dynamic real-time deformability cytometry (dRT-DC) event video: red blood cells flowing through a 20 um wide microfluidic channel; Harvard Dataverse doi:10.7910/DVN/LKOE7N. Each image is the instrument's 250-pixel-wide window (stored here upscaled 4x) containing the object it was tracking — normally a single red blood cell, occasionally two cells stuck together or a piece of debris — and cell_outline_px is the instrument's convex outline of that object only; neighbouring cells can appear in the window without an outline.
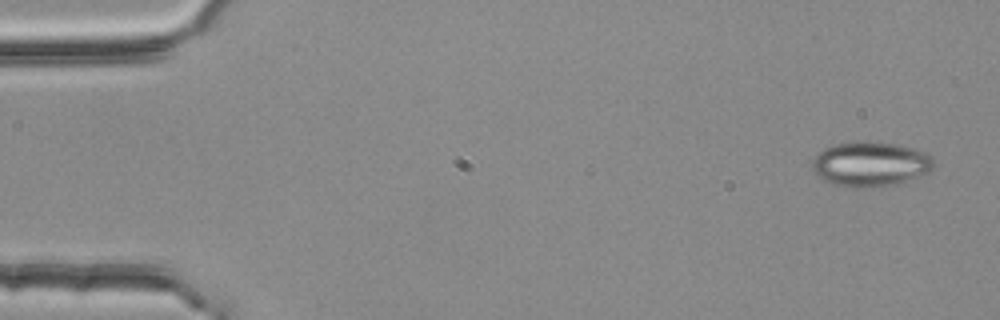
{"species": "common noctule bat (a hibernating species)", "species_latin": "Nyctalus noctula", "temperature_condition": "room temperature", "stored_images_in_passage": 52, "camera_frame_rate_fps": 3000, "um_per_image_px": 0.085, "animal": {"sex": "female", "body_mass_g": 25.1}, "frame": {"image": 1, "passage_image": 1, "time_ms": 0.0, "image_size_px": [1000, 320], "cell_outline_px": [[936, 164], [928, 172], [896, 184], [872, 188], [852, 188], [832, 184], [824, 180], [812, 168], [812, 160], [824, 148], [832, 144], [852, 140], [868, 140], [900, 144], [916, 148], [932, 156]], "centroid_in_image_um": [73.99, 13.92], "position_along_channel_um": 11.0, "area_um2": 32.37}}
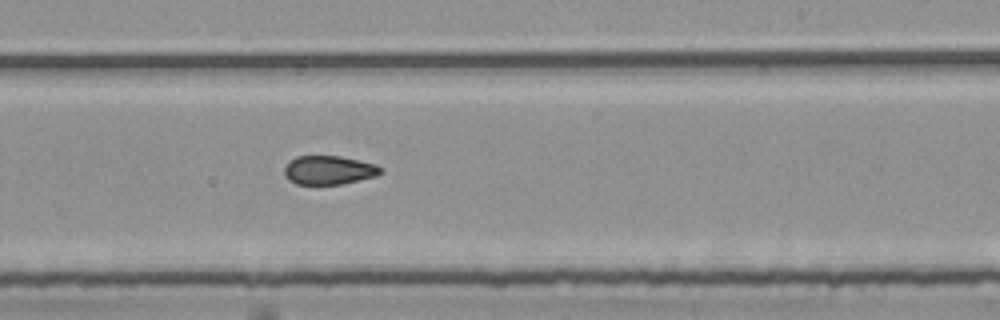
{"frame": {"image": 2, "passage_image": 31, "time_ms": 10.0, "image_size_px": [1000, 320], "cell_outline_px": [[384, 172], [376, 176], [340, 184], [296, 184], [288, 180], [284, 176], [284, 168], [288, 160], [296, 156], [340, 156], [376, 164], [384, 168]], "centroid_in_image_um": [27.94, 14.45], "position_along_channel_um": 261.1, "area_um2": 16.36}}
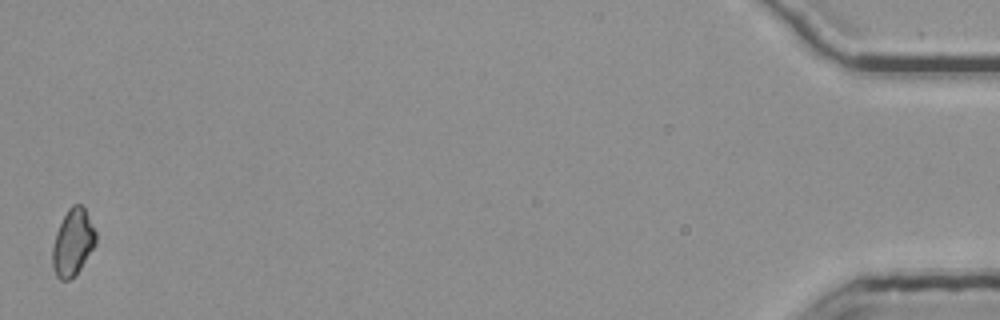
{"frame": {"image": 3, "passage_image": 52, "time_ms": 17.0, "image_size_px": [1000, 320], "cell_outline_px": [[96, 244], [76, 276], [68, 280], [60, 280], [56, 276], [52, 268], [52, 248], [56, 232], [68, 208], [72, 204], [80, 204], [84, 208], [96, 232]], "centroid_in_image_um": [6.18, 20.64], "position_along_channel_um": 429.0, "area_um2": 16.94}, "authors_computed_cell_mechanics": {"area_um2": 17.3111, "velocity_mm_per_s": 3.8103, "shape_relaxation_time_tau1_ms": null, "shape_relaxation_time_tau2_ms": 1.9443, "deformation_change_tau1": null, "deformation_change_tau2": 0.0758}}